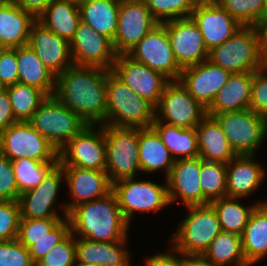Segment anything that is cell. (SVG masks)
I'll use <instances>...</instances> for the list:
<instances>
[{
	"label": "cell",
	"mask_w": 267,
	"mask_h": 266,
	"mask_svg": "<svg viewBox=\"0 0 267 266\" xmlns=\"http://www.w3.org/2000/svg\"><path fill=\"white\" fill-rule=\"evenodd\" d=\"M265 202H257L254 205L243 206L238 203V198L222 197L214 200L210 204L214 207L218 216L220 227L223 232L242 235L246 225L248 224L250 215L254 208Z\"/></svg>",
	"instance_id": "obj_34"
},
{
	"label": "cell",
	"mask_w": 267,
	"mask_h": 266,
	"mask_svg": "<svg viewBox=\"0 0 267 266\" xmlns=\"http://www.w3.org/2000/svg\"><path fill=\"white\" fill-rule=\"evenodd\" d=\"M87 125L69 140L58 152L61 166H76L84 169L106 170V145L104 124ZM96 130V131H95Z\"/></svg>",
	"instance_id": "obj_12"
},
{
	"label": "cell",
	"mask_w": 267,
	"mask_h": 266,
	"mask_svg": "<svg viewBox=\"0 0 267 266\" xmlns=\"http://www.w3.org/2000/svg\"><path fill=\"white\" fill-rule=\"evenodd\" d=\"M151 127L161 137L174 160L199 157L196 129L168 125L157 119Z\"/></svg>",
	"instance_id": "obj_33"
},
{
	"label": "cell",
	"mask_w": 267,
	"mask_h": 266,
	"mask_svg": "<svg viewBox=\"0 0 267 266\" xmlns=\"http://www.w3.org/2000/svg\"><path fill=\"white\" fill-rule=\"evenodd\" d=\"M174 161L161 137L152 127L139 128V165L141 172L149 174L164 169L167 178Z\"/></svg>",
	"instance_id": "obj_30"
},
{
	"label": "cell",
	"mask_w": 267,
	"mask_h": 266,
	"mask_svg": "<svg viewBox=\"0 0 267 266\" xmlns=\"http://www.w3.org/2000/svg\"><path fill=\"white\" fill-rule=\"evenodd\" d=\"M58 163L40 162L30 158H20L12 161L19 193L22 194L39 185Z\"/></svg>",
	"instance_id": "obj_37"
},
{
	"label": "cell",
	"mask_w": 267,
	"mask_h": 266,
	"mask_svg": "<svg viewBox=\"0 0 267 266\" xmlns=\"http://www.w3.org/2000/svg\"><path fill=\"white\" fill-rule=\"evenodd\" d=\"M201 158L178 159L174 161L167 181L168 198L170 204L181 199L186 207L204 205L210 202L203 196L199 174Z\"/></svg>",
	"instance_id": "obj_20"
},
{
	"label": "cell",
	"mask_w": 267,
	"mask_h": 266,
	"mask_svg": "<svg viewBox=\"0 0 267 266\" xmlns=\"http://www.w3.org/2000/svg\"><path fill=\"white\" fill-rule=\"evenodd\" d=\"M203 196L212 202L226 197V164L201 159L199 174Z\"/></svg>",
	"instance_id": "obj_39"
},
{
	"label": "cell",
	"mask_w": 267,
	"mask_h": 266,
	"mask_svg": "<svg viewBox=\"0 0 267 266\" xmlns=\"http://www.w3.org/2000/svg\"><path fill=\"white\" fill-rule=\"evenodd\" d=\"M70 232V221L68 217H66L52 231L47 233L45 238L17 240L28 248L32 261L36 263L60 241H62Z\"/></svg>",
	"instance_id": "obj_41"
},
{
	"label": "cell",
	"mask_w": 267,
	"mask_h": 266,
	"mask_svg": "<svg viewBox=\"0 0 267 266\" xmlns=\"http://www.w3.org/2000/svg\"><path fill=\"white\" fill-rule=\"evenodd\" d=\"M128 55L170 81H178L183 70L176 61L163 23L155 25Z\"/></svg>",
	"instance_id": "obj_13"
},
{
	"label": "cell",
	"mask_w": 267,
	"mask_h": 266,
	"mask_svg": "<svg viewBox=\"0 0 267 266\" xmlns=\"http://www.w3.org/2000/svg\"><path fill=\"white\" fill-rule=\"evenodd\" d=\"M18 83L33 86L52 96L56 89V75L43 64L28 45L17 47Z\"/></svg>",
	"instance_id": "obj_28"
},
{
	"label": "cell",
	"mask_w": 267,
	"mask_h": 266,
	"mask_svg": "<svg viewBox=\"0 0 267 266\" xmlns=\"http://www.w3.org/2000/svg\"><path fill=\"white\" fill-rule=\"evenodd\" d=\"M111 71L154 106L158 104L166 85L170 82L163 74L134 60L128 54L117 55Z\"/></svg>",
	"instance_id": "obj_16"
},
{
	"label": "cell",
	"mask_w": 267,
	"mask_h": 266,
	"mask_svg": "<svg viewBox=\"0 0 267 266\" xmlns=\"http://www.w3.org/2000/svg\"><path fill=\"white\" fill-rule=\"evenodd\" d=\"M64 179L63 167L58 163L35 188L24 192L20 197L57 199L61 182Z\"/></svg>",
	"instance_id": "obj_46"
},
{
	"label": "cell",
	"mask_w": 267,
	"mask_h": 266,
	"mask_svg": "<svg viewBox=\"0 0 267 266\" xmlns=\"http://www.w3.org/2000/svg\"><path fill=\"white\" fill-rule=\"evenodd\" d=\"M62 218L47 219H27L21 218L17 239H42L47 233L52 231L62 220Z\"/></svg>",
	"instance_id": "obj_48"
},
{
	"label": "cell",
	"mask_w": 267,
	"mask_h": 266,
	"mask_svg": "<svg viewBox=\"0 0 267 266\" xmlns=\"http://www.w3.org/2000/svg\"><path fill=\"white\" fill-rule=\"evenodd\" d=\"M172 252V253H171ZM169 253H161L146 257V266H180V252H173L171 249ZM178 254V256L173 255Z\"/></svg>",
	"instance_id": "obj_52"
},
{
	"label": "cell",
	"mask_w": 267,
	"mask_h": 266,
	"mask_svg": "<svg viewBox=\"0 0 267 266\" xmlns=\"http://www.w3.org/2000/svg\"><path fill=\"white\" fill-rule=\"evenodd\" d=\"M157 24L143 0H120L118 27L112 42L116 55L128 54Z\"/></svg>",
	"instance_id": "obj_14"
},
{
	"label": "cell",
	"mask_w": 267,
	"mask_h": 266,
	"mask_svg": "<svg viewBox=\"0 0 267 266\" xmlns=\"http://www.w3.org/2000/svg\"><path fill=\"white\" fill-rule=\"evenodd\" d=\"M0 266H35L29 250L17 239L0 241Z\"/></svg>",
	"instance_id": "obj_45"
},
{
	"label": "cell",
	"mask_w": 267,
	"mask_h": 266,
	"mask_svg": "<svg viewBox=\"0 0 267 266\" xmlns=\"http://www.w3.org/2000/svg\"><path fill=\"white\" fill-rule=\"evenodd\" d=\"M71 233L76 238L113 242L128 237L129 223L123 217L116 194L84 202L68 213Z\"/></svg>",
	"instance_id": "obj_2"
},
{
	"label": "cell",
	"mask_w": 267,
	"mask_h": 266,
	"mask_svg": "<svg viewBox=\"0 0 267 266\" xmlns=\"http://www.w3.org/2000/svg\"><path fill=\"white\" fill-rule=\"evenodd\" d=\"M230 74L228 70L206 60L184 68L179 81L190 95L207 109L218 91L226 84Z\"/></svg>",
	"instance_id": "obj_21"
},
{
	"label": "cell",
	"mask_w": 267,
	"mask_h": 266,
	"mask_svg": "<svg viewBox=\"0 0 267 266\" xmlns=\"http://www.w3.org/2000/svg\"><path fill=\"white\" fill-rule=\"evenodd\" d=\"M27 45L56 76L73 65L70 42L36 20L29 32Z\"/></svg>",
	"instance_id": "obj_22"
},
{
	"label": "cell",
	"mask_w": 267,
	"mask_h": 266,
	"mask_svg": "<svg viewBox=\"0 0 267 266\" xmlns=\"http://www.w3.org/2000/svg\"><path fill=\"white\" fill-rule=\"evenodd\" d=\"M158 23L191 17L199 0H143Z\"/></svg>",
	"instance_id": "obj_40"
},
{
	"label": "cell",
	"mask_w": 267,
	"mask_h": 266,
	"mask_svg": "<svg viewBox=\"0 0 267 266\" xmlns=\"http://www.w3.org/2000/svg\"><path fill=\"white\" fill-rule=\"evenodd\" d=\"M242 250L249 265L267 256V202L257 205L241 235Z\"/></svg>",
	"instance_id": "obj_32"
},
{
	"label": "cell",
	"mask_w": 267,
	"mask_h": 266,
	"mask_svg": "<svg viewBox=\"0 0 267 266\" xmlns=\"http://www.w3.org/2000/svg\"><path fill=\"white\" fill-rule=\"evenodd\" d=\"M9 94L16 121H30L47 95L33 86L15 83L5 88Z\"/></svg>",
	"instance_id": "obj_36"
},
{
	"label": "cell",
	"mask_w": 267,
	"mask_h": 266,
	"mask_svg": "<svg viewBox=\"0 0 267 266\" xmlns=\"http://www.w3.org/2000/svg\"><path fill=\"white\" fill-rule=\"evenodd\" d=\"M73 64L112 70L116 53L112 41L87 23L80 21L70 41Z\"/></svg>",
	"instance_id": "obj_15"
},
{
	"label": "cell",
	"mask_w": 267,
	"mask_h": 266,
	"mask_svg": "<svg viewBox=\"0 0 267 266\" xmlns=\"http://www.w3.org/2000/svg\"><path fill=\"white\" fill-rule=\"evenodd\" d=\"M255 155H238L226 164V196L242 199L256 191L263 181L261 164L254 161Z\"/></svg>",
	"instance_id": "obj_23"
},
{
	"label": "cell",
	"mask_w": 267,
	"mask_h": 266,
	"mask_svg": "<svg viewBox=\"0 0 267 266\" xmlns=\"http://www.w3.org/2000/svg\"><path fill=\"white\" fill-rule=\"evenodd\" d=\"M249 109L267 118V63L254 71Z\"/></svg>",
	"instance_id": "obj_47"
},
{
	"label": "cell",
	"mask_w": 267,
	"mask_h": 266,
	"mask_svg": "<svg viewBox=\"0 0 267 266\" xmlns=\"http://www.w3.org/2000/svg\"><path fill=\"white\" fill-rule=\"evenodd\" d=\"M18 83L17 48H0L1 88Z\"/></svg>",
	"instance_id": "obj_50"
},
{
	"label": "cell",
	"mask_w": 267,
	"mask_h": 266,
	"mask_svg": "<svg viewBox=\"0 0 267 266\" xmlns=\"http://www.w3.org/2000/svg\"><path fill=\"white\" fill-rule=\"evenodd\" d=\"M254 72L231 73L226 84L218 91L207 115L249 109Z\"/></svg>",
	"instance_id": "obj_24"
},
{
	"label": "cell",
	"mask_w": 267,
	"mask_h": 266,
	"mask_svg": "<svg viewBox=\"0 0 267 266\" xmlns=\"http://www.w3.org/2000/svg\"><path fill=\"white\" fill-rule=\"evenodd\" d=\"M242 26L259 27L266 18L267 8L263 0H214Z\"/></svg>",
	"instance_id": "obj_38"
},
{
	"label": "cell",
	"mask_w": 267,
	"mask_h": 266,
	"mask_svg": "<svg viewBox=\"0 0 267 266\" xmlns=\"http://www.w3.org/2000/svg\"><path fill=\"white\" fill-rule=\"evenodd\" d=\"M20 195L12 161L0 153V200L18 201Z\"/></svg>",
	"instance_id": "obj_49"
},
{
	"label": "cell",
	"mask_w": 267,
	"mask_h": 266,
	"mask_svg": "<svg viewBox=\"0 0 267 266\" xmlns=\"http://www.w3.org/2000/svg\"><path fill=\"white\" fill-rule=\"evenodd\" d=\"M21 218L27 219H47L61 218L54 210L56 199H42L34 197H19Z\"/></svg>",
	"instance_id": "obj_44"
},
{
	"label": "cell",
	"mask_w": 267,
	"mask_h": 266,
	"mask_svg": "<svg viewBox=\"0 0 267 266\" xmlns=\"http://www.w3.org/2000/svg\"><path fill=\"white\" fill-rule=\"evenodd\" d=\"M78 4L81 21L113 42L118 27L120 0H80Z\"/></svg>",
	"instance_id": "obj_31"
},
{
	"label": "cell",
	"mask_w": 267,
	"mask_h": 266,
	"mask_svg": "<svg viewBox=\"0 0 267 266\" xmlns=\"http://www.w3.org/2000/svg\"><path fill=\"white\" fill-rule=\"evenodd\" d=\"M8 1H11V0H0V2H8Z\"/></svg>",
	"instance_id": "obj_57"
},
{
	"label": "cell",
	"mask_w": 267,
	"mask_h": 266,
	"mask_svg": "<svg viewBox=\"0 0 267 266\" xmlns=\"http://www.w3.org/2000/svg\"><path fill=\"white\" fill-rule=\"evenodd\" d=\"M191 17L198 25L208 51L227 41L242 27L214 0H199Z\"/></svg>",
	"instance_id": "obj_19"
},
{
	"label": "cell",
	"mask_w": 267,
	"mask_h": 266,
	"mask_svg": "<svg viewBox=\"0 0 267 266\" xmlns=\"http://www.w3.org/2000/svg\"><path fill=\"white\" fill-rule=\"evenodd\" d=\"M123 217L130 224L136 212H157L170 205L167 181L159 185L135 177L122 179L113 184ZM135 212V213H134Z\"/></svg>",
	"instance_id": "obj_10"
},
{
	"label": "cell",
	"mask_w": 267,
	"mask_h": 266,
	"mask_svg": "<svg viewBox=\"0 0 267 266\" xmlns=\"http://www.w3.org/2000/svg\"><path fill=\"white\" fill-rule=\"evenodd\" d=\"M219 123L237 155H255L267 134V118L250 109L219 113Z\"/></svg>",
	"instance_id": "obj_8"
},
{
	"label": "cell",
	"mask_w": 267,
	"mask_h": 266,
	"mask_svg": "<svg viewBox=\"0 0 267 266\" xmlns=\"http://www.w3.org/2000/svg\"><path fill=\"white\" fill-rule=\"evenodd\" d=\"M124 240L95 242L87 238H76V262L98 266H130V253L124 249Z\"/></svg>",
	"instance_id": "obj_26"
},
{
	"label": "cell",
	"mask_w": 267,
	"mask_h": 266,
	"mask_svg": "<svg viewBox=\"0 0 267 266\" xmlns=\"http://www.w3.org/2000/svg\"><path fill=\"white\" fill-rule=\"evenodd\" d=\"M74 266H98V265L92 264V263L91 264H87V263L76 262Z\"/></svg>",
	"instance_id": "obj_56"
},
{
	"label": "cell",
	"mask_w": 267,
	"mask_h": 266,
	"mask_svg": "<svg viewBox=\"0 0 267 266\" xmlns=\"http://www.w3.org/2000/svg\"><path fill=\"white\" fill-rule=\"evenodd\" d=\"M0 153L11 161L30 158L40 162H59L58 151L29 121H17L0 132Z\"/></svg>",
	"instance_id": "obj_9"
},
{
	"label": "cell",
	"mask_w": 267,
	"mask_h": 266,
	"mask_svg": "<svg viewBox=\"0 0 267 266\" xmlns=\"http://www.w3.org/2000/svg\"><path fill=\"white\" fill-rule=\"evenodd\" d=\"M29 122L58 152L88 125L54 95L47 96Z\"/></svg>",
	"instance_id": "obj_6"
},
{
	"label": "cell",
	"mask_w": 267,
	"mask_h": 266,
	"mask_svg": "<svg viewBox=\"0 0 267 266\" xmlns=\"http://www.w3.org/2000/svg\"><path fill=\"white\" fill-rule=\"evenodd\" d=\"M26 12L31 13L36 19L45 11L53 0H14Z\"/></svg>",
	"instance_id": "obj_53"
},
{
	"label": "cell",
	"mask_w": 267,
	"mask_h": 266,
	"mask_svg": "<svg viewBox=\"0 0 267 266\" xmlns=\"http://www.w3.org/2000/svg\"><path fill=\"white\" fill-rule=\"evenodd\" d=\"M108 71L73 64L56 76L54 96L88 125H102L107 120Z\"/></svg>",
	"instance_id": "obj_1"
},
{
	"label": "cell",
	"mask_w": 267,
	"mask_h": 266,
	"mask_svg": "<svg viewBox=\"0 0 267 266\" xmlns=\"http://www.w3.org/2000/svg\"><path fill=\"white\" fill-rule=\"evenodd\" d=\"M37 20L70 42L81 21L79 4L74 0H53Z\"/></svg>",
	"instance_id": "obj_29"
},
{
	"label": "cell",
	"mask_w": 267,
	"mask_h": 266,
	"mask_svg": "<svg viewBox=\"0 0 267 266\" xmlns=\"http://www.w3.org/2000/svg\"><path fill=\"white\" fill-rule=\"evenodd\" d=\"M17 122L14 117L9 94L5 88L0 89V132Z\"/></svg>",
	"instance_id": "obj_51"
},
{
	"label": "cell",
	"mask_w": 267,
	"mask_h": 266,
	"mask_svg": "<svg viewBox=\"0 0 267 266\" xmlns=\"http://www.w3.org/2000/svg\"><path fill=\"white\" fill-rule=\"evenodd\" d=\"M189 213L179 224L171 242L174 252L201 254L222 231L214 207L209 204L186 207Z\"/></svg>",
	"instance_id": "obj_5"
},
{
	"label": "cell",
	"mask_w": 267,
	"mask_h": 266,
	"mask_svg": "<svg viewBox=\"0 0 267 266\" xmlns=\"http://www.w3.org/2000/svg\"><path fill=\"white\" fill-rule=\"evenodd\" d=\"M76 263V237L70 232L53 247L35 266H74Z\"/></svg>",
	"instance_id": "obj_42"
},
{
	"label": "cell",
	"mask_w": 267,
	"mask_h": 266,
	"mask_svg": "<svg viewBox=\"0 0 267 266\" xmlns=\"http://www.w3.org/2000/svg\"><path fill=\"white\" fill-rule=\"evenodd\" d=\"M208 60L230 73L254 72L267 63L261 32L242 26L233 36L208 52Z\"/></svg>",
	"instance_id": "obj_3"
},
{
	"label": "cell",
	"mask_w": 267,
	"mask_h": 266,
	"mask_svg": "<svg viewBox=\"0 0 267 266\" xmlns=\"http://www.w3.org/2000/svg\"><path fill=\"white\" fill-rule=\"evenodd\" d=\"M64 178L69 187L72 202L61 204L64 218L68 213L81 203L97 200L107 196L113 190L106 171L84 169L76 166H62Z\"/></svg>",
	"instance_id": "obj_18"
},
{
	"label": "cell",
	"mask_w": 267,
	"mask_h": 266,
	"mask_svg": "<svg viewBox=\"0 0 267 266\" xmlns=\"http://www.w3.org/2000/svg\"><path fill=\"white\" fill-rule=\"evenodd\" d=\"M106 173L110 182L133 178L140 172L139 128L104 125Z\"/></svg>",
	"instance_id": "obj_7"
},
{
	"label": "cell",
	"mask_w": 267,
	"mask_h": 266,
	"mask_svg": "<svg viewBox=\"0 0 267 266\" xmlns=\"http://www.w3.org/2000/svg\"><path fill=\"white\" fill-rule=\"evenodd\" d=\"M206 116L207 109L190 95L179 80L166 85L155 106V119L181 128L195 129Z\"/></svg>",
	"instance_id": "obj_11"
},
{
	"label": "cell",
	"mask_w": 267,
	"mask_h": 266,
	"mask_svg": "<svg viewBox=\"0 0 267 266\" xmlns=\"http://www.w3.org/2000/svg\"><path fill=\"white\" fill-rule=\"evenodd\" d=\"M20 219L18 201L0 200V241L17 239Z\"/></svg>",
	"instance_id": "obj_43"
},
{
	"label": "cell",
	"mask_w": 267,
	"mask_h": 266,
	"mask_svg": "<svg viewBox=\"0 0 267 266\" xmlns=\"http://www.w3.org/2000/svg\"><path fill=\"white\" fill-rule=\"evenodd\" d=\"M203 256L218 266L234 264L250 266L244 257L241 236L221 231L210 243Z\"/></svg>",
	"instance_id": "obj_35"
},
{
	"label": "cell",
	"mask_w": 267,
	"mask_h": 266,
	"mask_svg": "<svg viewBox=\"0 0 267 266\" xmlns=\"http://www.w3.org/2000/svg\"><path fill=\"white\" fill-rule=\"evenodd\" d=\"M263 1H264L265 5H266V8H267V0H263Z\"/></svg>",
	"instance_id": "obj_58"
},
{
	"label": "cell",
	"mask_w": 267,
	"mask_h": 266,
	"mask_svg": "<svg viewBox=\"0 0 267 266\" xmlns=\"http://www.w3.org/2000/svg\"><path fill=\"white\" fill-rule=\"evenodd\" d=\"M178 65L184 69L208 60L203 36L192 17L163 23Z\"/></svg>",
	"instance_id": "obj_17"
},
{
	"label": "cell",
	"mask_w": 267,
	"mask_h": 266,
	"mask_svg": "<svg viewBox=\"0 0 267 266\" xmlns=\"http://www.w3.org/2000/svg\"><path fill=\"white\" fill-rule=\"evenodd\" d=\"M195 129L201 159L228 164L238 156L213 117L207 115Z\"/></svg>",
	"instance_id": "obj_27"
},
{
	"label": "cell",
	"mask_w": 267,
	"mask_h": 266,
	"mask_svg": "<svg viewBox=\"0 0 267 266\" xmlns=\"http://www.w3.org/2000/svg\"><path fill=\"white\" fill-rule=\"evenodd\" d=\"M180 266H218L201 254L180 253Z\"/></svg>",
	"instance_id": "obj_54"
},
{
	"label": "cell",
	"mask_w": 267,
	"mask_h": 266,
	"mask_svg": "<svg viewBox=\"0 0 267 266\" xmlns=\"http://www.w3.org/2000/svg\"><path fill=\"white\" fill-rule=\"evenodd\" d=\"M107 120L104 125L129 128H151L155 106L140 97L111 70L107 74Z\"/></svg>",
	"instance_id": "obj_4"
},
{
	"label": "cell",
	"mask_w": 267,
	"mask_h": 266,
	"mask_svg": "<svg viewBox=\"0 0 267 266\" xmlns=\"http://www.w3.org/2000/svg\"><path fill=\"white\" fill-rule=\"evenodd\" d=\"M36 20L14 0L0 2V48H17L27 45L30 28Z\"/></svg>",
	"instance_id": "obj_25"
},
{
	"label": "cell",
	"mask_w": 267,
	"mask_h": 266,
	"mask_svg": "<svg viewBox=\"0 0 267 266\" xmlns=\"http://www.w3.org/2000/svg\"><path fill=\"white\" fill-rule=\"evenodd\" d=\"M259 29L261 32L263 48L267 54V15H266V18L260 24Z\"/></svg>",
	"instance_id": "obj_55"
}]
</instances>
